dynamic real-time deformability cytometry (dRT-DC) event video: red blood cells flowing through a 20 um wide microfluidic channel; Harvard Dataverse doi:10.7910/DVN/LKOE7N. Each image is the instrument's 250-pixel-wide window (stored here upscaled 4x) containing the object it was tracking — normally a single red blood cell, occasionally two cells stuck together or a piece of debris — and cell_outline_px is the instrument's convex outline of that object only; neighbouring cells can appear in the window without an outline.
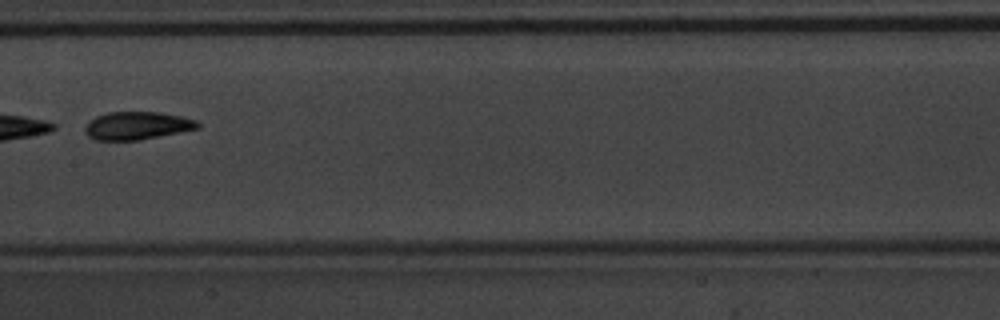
{"species": "common noctule bat (a hibernating species)", "species_latin": "Nyctalus noctula", "temperature_condition": "warm", "stored_images_in_passage": 6, "camera_frame_rate_fps": 3000, "um_per_image_px": 0.085, "animal": {"sex": "male", "body_mass_g": 20.1, "forearm_length_mm": 53.5}, "frame": {"image": 1, "passage_image": 6, "time_ms": 1.667, "image_size_px": [1000, 320], "cell_outline_px": [[200, 128], [140, 140], [96, 140], [88, 136], [84, 132], [84, 128], [88, 120], [96, 116], [108, 112], [160, 112], [180, 116], [196, 120], [200, 124]], "centroid_in_image_um": [11.62, 10.68], "position_along_channel_um": 195.8, "area_um2": 18.44}}